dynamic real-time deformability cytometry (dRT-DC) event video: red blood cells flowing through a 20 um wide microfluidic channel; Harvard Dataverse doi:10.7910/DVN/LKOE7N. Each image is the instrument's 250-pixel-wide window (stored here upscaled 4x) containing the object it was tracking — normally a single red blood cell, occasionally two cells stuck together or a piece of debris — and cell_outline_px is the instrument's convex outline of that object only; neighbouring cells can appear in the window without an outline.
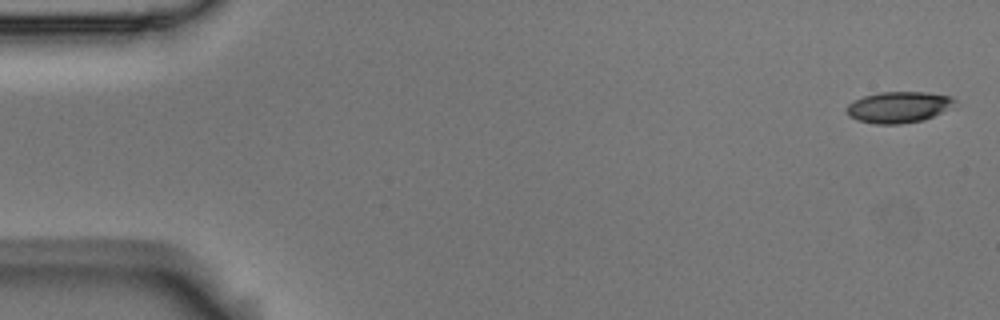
{"species": "Egyptian fruit bat (a non-hibernating species)", "species_latin": "Rousettus aegyptiacus", "temperature_condition": "room temperature", "stored_images_in_passage": 4, "camera_frame_rate_fps": 3000, "um_per_image_px": 0.085, "animal": {"sex": "male"}, "frame": {"image": 1, "passage_image": 1, "time_ms": 0.0, "image_size_px": [1000, 320], "cell_outline_px": [[956, 108], [924, 120], [900, 124], [872, 124], [856, 120], [848, 116], [844, 108], [848, 104], [864, 96], [880, 92], [924, 92], [952, 96], [956, 100]], "centroid_in_image_um": [76.43, 9.12], "position_along_channel_um": 8.6, "area_um2": 20.17}}
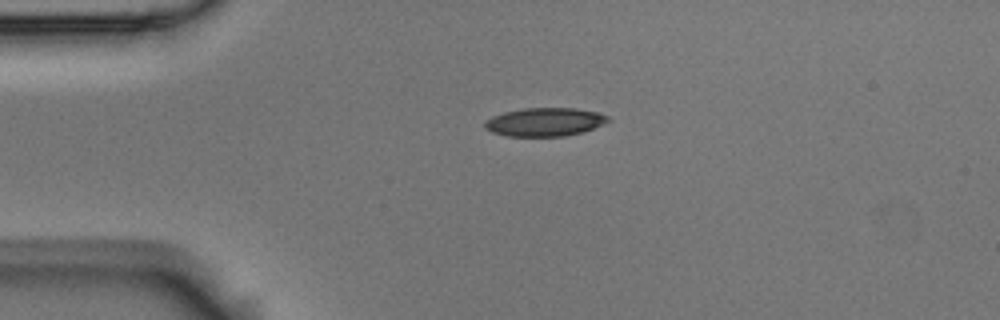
{"frame": {"image": 2, "passage_image": 4, "time_ms": 1.0, "image_size_px": [1000, 320], "cell_outline_px": [[612, 120], [604, 124], [584, 132], [564, 136], [508, 136], [492, 132], [484, 128], [484, 124], [492, 116], [504, 112], [524, 108], [576, 108], [596, 112], [608, 116]], "centroid_in_image_um": [46.34, 10.37], "position_along_channel_um": 38.7, "area_um2": 20.46}}